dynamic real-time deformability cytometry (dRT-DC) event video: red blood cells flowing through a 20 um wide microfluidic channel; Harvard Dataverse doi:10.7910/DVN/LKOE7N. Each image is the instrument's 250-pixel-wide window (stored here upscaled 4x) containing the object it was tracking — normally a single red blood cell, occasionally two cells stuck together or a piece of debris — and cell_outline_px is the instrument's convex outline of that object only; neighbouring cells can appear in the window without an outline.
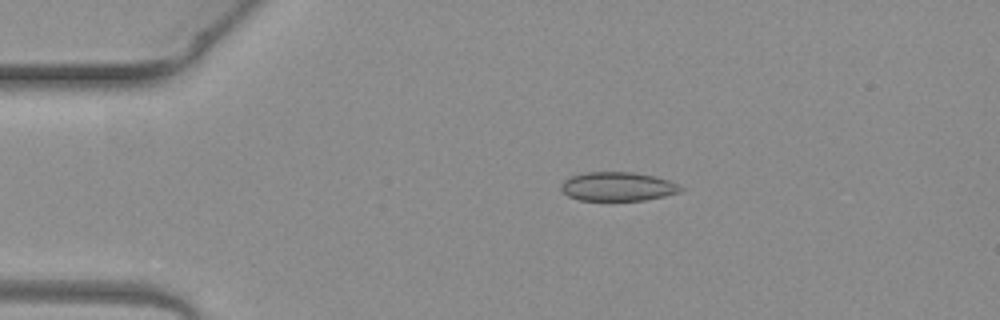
{"species": "common noctule bat (a hibernating species)", "species_latin": "Nyctalus noctula", "temperature_condition": "warm", "stored_images_in_passage": 2, "camera_frame_rate_fps": 3000, "um_per_image_px": 0.085, "animal": {"sex": "female", "body_mass_g": 19.3, "forearm_length_mm": 54.1}, "frame": {"image": 1, "passage_image": 1, "time_ms": 0.0, "image_size_px": [1000, 320], "cell_outline_px": [[684, 188], [680, 192], [664, 196], [644, 200], [580, 200], [568, 196], [560, 188], [560, 184], [564, 180], [572, 176], [584, 172], [632, 172], [656, 176], [680, 184]], "centroid_in_image_um": [52.52, 15.85], "position_along_channel_um": 32.5, "area_um2": 20.23}}